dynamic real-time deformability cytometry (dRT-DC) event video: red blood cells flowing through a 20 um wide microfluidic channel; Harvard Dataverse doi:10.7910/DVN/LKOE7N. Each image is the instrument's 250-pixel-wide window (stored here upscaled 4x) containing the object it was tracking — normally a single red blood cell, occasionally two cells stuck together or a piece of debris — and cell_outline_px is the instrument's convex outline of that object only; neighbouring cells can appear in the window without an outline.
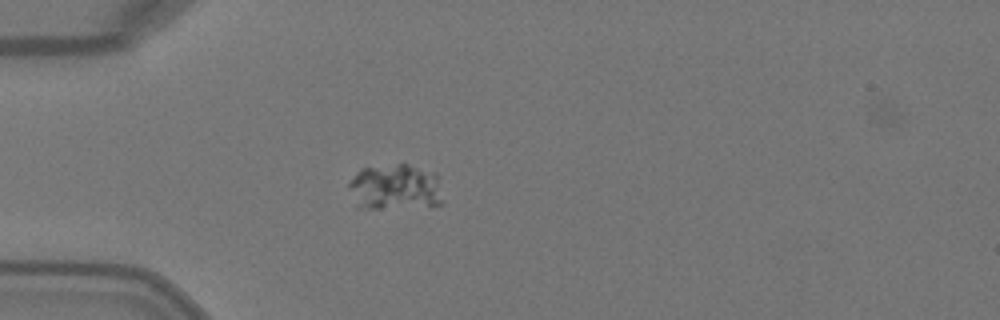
{"species": "Egyptian fruit bat (a non-hibernating species)", "species_latin": "Rousettus aegyptiacus", "temperature_condition": "warm", "stored_images_in_passage": 2, "camera_frame_rate_fps": 3000, "um_per_image_px": 0.085, "animal": {"sex": "female"}, "frame": {"image": 1, "passage_image": 2, "time_ms": 0.333, "image_size_px": [1000, 320], "cell_outline_px": [[444, 204], [380, 208], [356, 208], [348, 188], [348, 184], [356, 172], [360, 168], [400, 164], [408, 164], [436, 172], [444, 200]], "centroid_in_image_um": [33.58, 15.9], "position_along_channel_um": 51.4, "area_um2": 25.37}}